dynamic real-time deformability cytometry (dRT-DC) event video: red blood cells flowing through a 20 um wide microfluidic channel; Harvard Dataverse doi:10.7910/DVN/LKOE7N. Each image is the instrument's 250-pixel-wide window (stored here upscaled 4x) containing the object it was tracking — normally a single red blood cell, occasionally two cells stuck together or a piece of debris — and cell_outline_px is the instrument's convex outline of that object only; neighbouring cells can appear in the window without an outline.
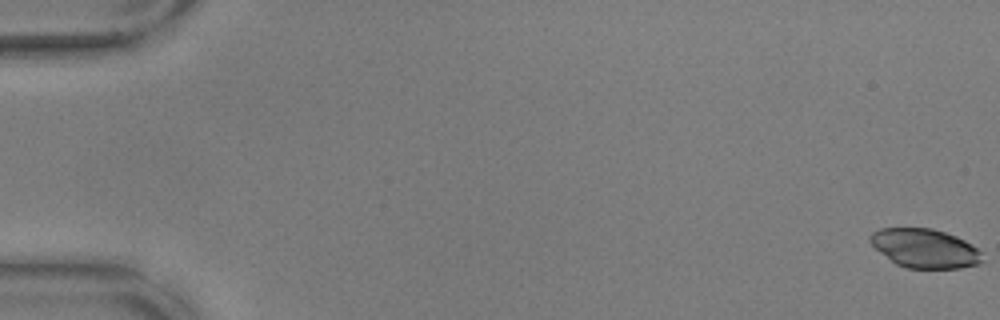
{"species": "common noctule bat (a hibernating species)", "species_latin": "Nyctalus noctula", "temperature_condition": "warm", "stored_images_in_passage": 57, "camera_frame_rate_fps": 3000, "um_per_image_px": 0.085, "animal": {"sex": "male", "body_mass_g": 17.9, "forearm_length_mm": 54.2}, "frame": {"image": 1, "passage_image": 1, "time_ms": 0.0, "image_size_px": [1000, 320], "cell_outline_px": [[984, 260], [976, 264], [960, 268], [904, 268], [896, 264], [880, 252], [868, 240], [868, 236], [872, 232], [880, 228], [932, 228], [956, 236], [964, 240], [984, 252]], "centroid_in_image_um": [78.62, 21.11], "position_along_channel_um": 6.4, "area_um2": 25.61}}
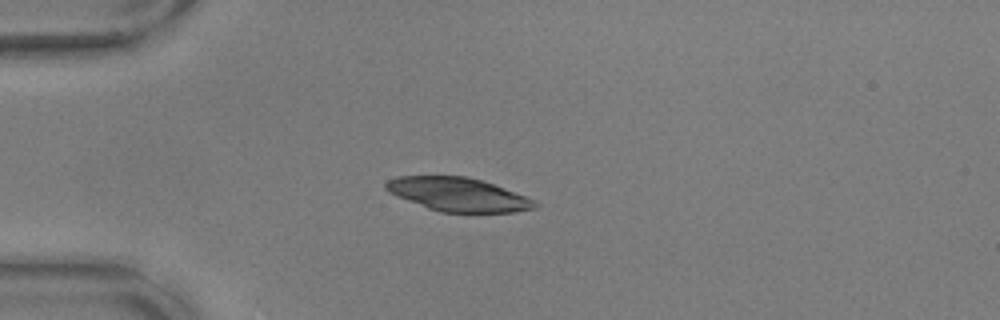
{"frame": {"image": 2, "passage_image": 16, "time_ms": 5.0, "image_size_px": [1000, 320], "cell_outline_px": [[540, 204], [536, 208], [512, 212], [440, 212], [428, 208], [396, 196], [388, 192], [384, 188], [384, 184], [388, 180], [396, 176], [468, 176], [492, 184], [524, 196]], "centroid_in_image_um": [38.88, 16.53], "position_along_channel_um": 46.1, "area_um2": 28.9}}
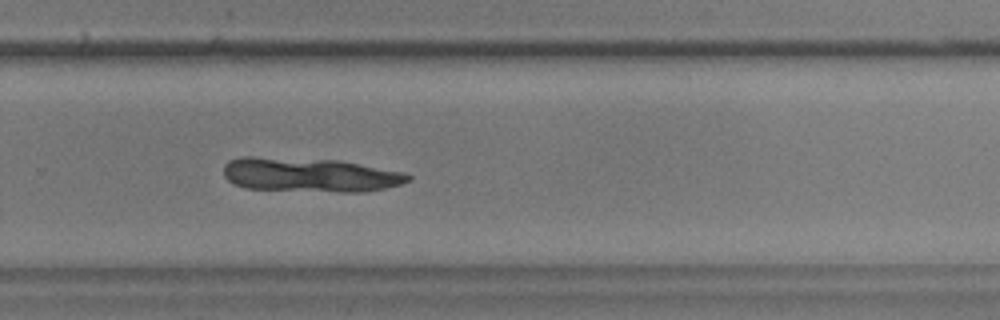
{"frame": {"image": 3, "passage_image": 39, "time_ms": 12.667, "image_size_px": [1000, 320], "cell_outline_px": [[412, 180], [400, 184], [384, 188], [364, 192], [340, 192], [244, 188], [232, 184], [224, 176], [224, 164], [228, 160], [240, 156], [252, 156], [336, 160], [404, 172], [412, 176]], "centroid_in_image_um": [26.29, 14.86], "position_along_channel_um": 303.5, "area_um2": 36.93}}